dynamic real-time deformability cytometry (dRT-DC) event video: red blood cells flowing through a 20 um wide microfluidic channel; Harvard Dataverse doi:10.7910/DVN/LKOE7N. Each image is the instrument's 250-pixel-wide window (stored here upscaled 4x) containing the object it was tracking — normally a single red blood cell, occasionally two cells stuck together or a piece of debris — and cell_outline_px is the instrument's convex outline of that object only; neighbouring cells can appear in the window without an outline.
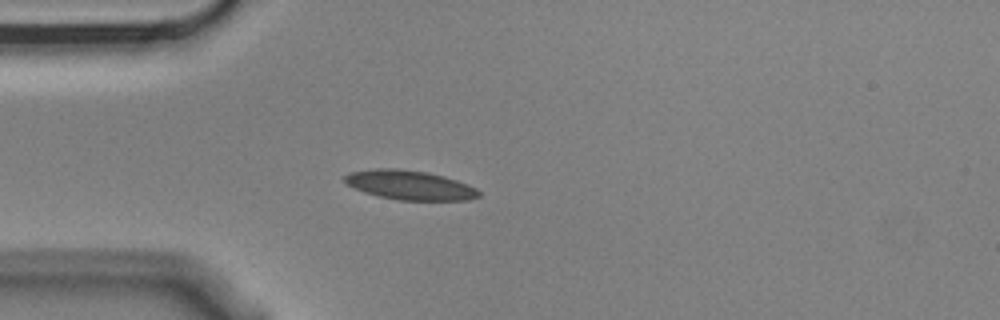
{"species": "Egyptian fruit bat (a non-hibernating species)", "species_latin": "Rousettus aegyptiacus", "temperature_condition": "cold", "stored_images_in_passage": 2, "camera_frame_rate_fps": 3000, "um_per_image_px": 0.085, "animal": {"sex": "male"}, "frame": {"image": 1, "passage_image": 1, "time_ms": 0.0, "image_size_px": [1000, 320], "cell_outline_px": [[480, 196], [468, 200], [400, 200], [380, 196], [364, 192], [344, 184], [344, 176], [352, 172], [376, 168], [396, 168], [428, 172], [444, 176], [468, 184], [476, 188], [480, 192]], "centroid_in_image_um": [34.83, 15.73], "position_along_channel_um": 50.2, "area_um2": 22.95}}